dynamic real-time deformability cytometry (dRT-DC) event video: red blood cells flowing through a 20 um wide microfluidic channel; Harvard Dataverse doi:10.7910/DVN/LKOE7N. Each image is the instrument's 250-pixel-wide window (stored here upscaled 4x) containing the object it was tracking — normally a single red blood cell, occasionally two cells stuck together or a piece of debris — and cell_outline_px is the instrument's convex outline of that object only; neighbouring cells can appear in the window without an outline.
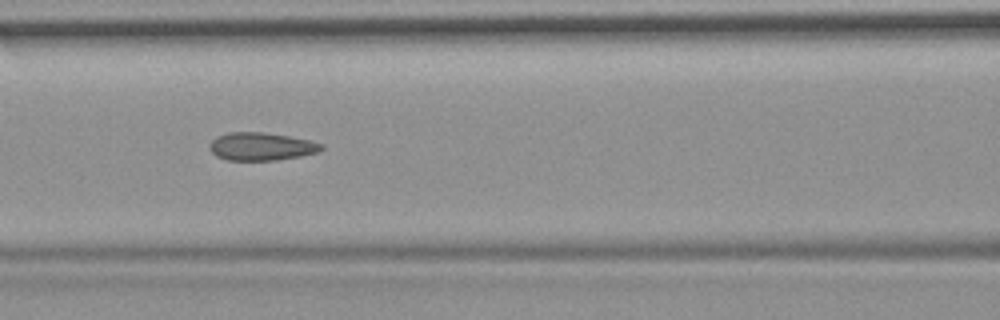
{"species": "common noctule bat (a hibernating species)", "species_latin": "Nyctalus noctula", "temperature_condition": "room temperature", "stored_images_in_passage": 10, "camera_frame_rate_fps": 3000, "um_per_image_px": 0.085, "animal": {"sex": "female", "body_mass_g": 19.9}, "frame": {"image": 1, "passage_image": 6, "time_ms": 1.667, "image_size_px": [1000, 320], "cell_outline_px": [[324, 148], [320, 152], [300, 156], [276, 160], [228, 160], [216, 156], [208, 148], [208, 144], [216, 136], [228, 132], [264, 132], [288, 136], [308, 140], [324, 144]], "centroid_in_image_um": [22.19, 12.45], "position_along_channel_um": 144.4, "area_um2": 18.32}}
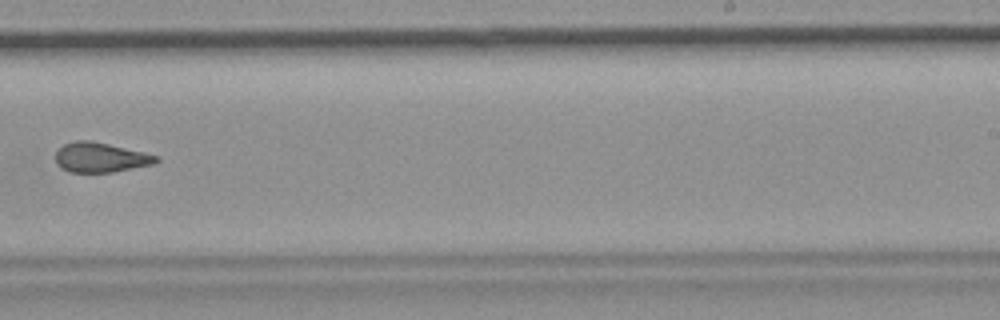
{"frame": {"image": 2, "passage_image": 9, "time_ms": 2.667, "image_size_px": [1000, 320], "cell_outline_px": [[160, 160], [152, 164], [112, 172], [68, 172], [60, 168], [56, 164], [56, 148], [64, 144], [76, 140], [88, 140], [108, 144], [144, 152], [160, 156]], "centroid_in_image_um": [8.5, 13.38], "position_along_channel_um": 280.5, "area_um2": 17.51}}